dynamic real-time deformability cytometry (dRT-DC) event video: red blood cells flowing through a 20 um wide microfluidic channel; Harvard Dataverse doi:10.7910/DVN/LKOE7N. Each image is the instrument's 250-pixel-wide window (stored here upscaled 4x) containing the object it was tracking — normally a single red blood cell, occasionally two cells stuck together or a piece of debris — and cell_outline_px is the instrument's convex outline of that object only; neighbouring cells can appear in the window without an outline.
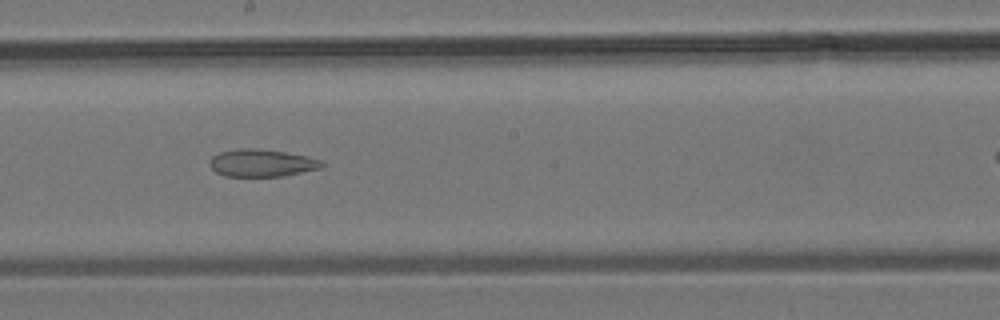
{"species": "common noctule bat (a hibernating species)", "species_latin": "Nyctalus noctula", "temperature_condition": "room temperature", "stored_images_in_passage": 23, "segment_of_instrument_passage": [1, 2], "camera_frame_rate_fps": 3000, "um_per_image_px": 0.085, "animal": {"sex": "male", "body_mass_g": 19.2, "forearm_length_mm": 51.8}, "frame": {"image": 1, "passage_image": 13, "time_ms": 4.0, "image_size_px": [1000, 320], "cell_outline_px": [[324, 164], [320, 168], [284, 176], [224, 176], [216, 172], [208, 164], [212, 156], [220, 152], [236, 148], [256, 148], [284, 152], [308, 156], [320, 160]], "centroid_in_image_um": [22.21, 13.85], "position_along_channel_um": 226.0, "area_um2": 17.92}}
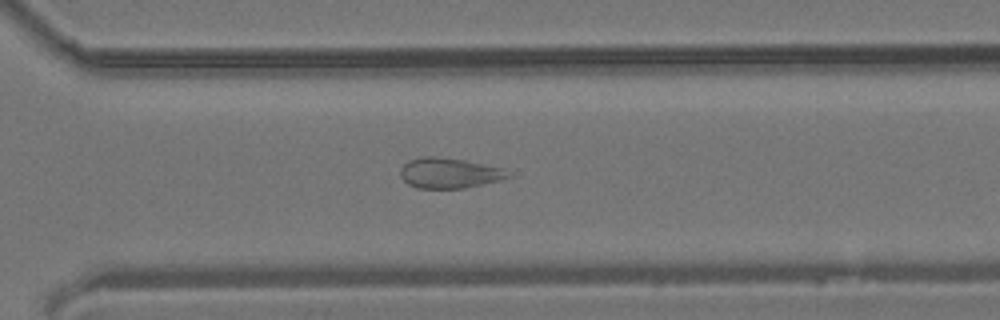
{"frame": {"image": 2, "passage_image": 19, "time_ms": 6.0, "image_size_px": [1000, 320], "cell_outline_px": [[512, 176], [500, 180], [464, 188], [416, 188], [408, 184], [400, 176], [400, 168], [408, 160], [424, 156], [436, 156], [464, 160], [504, 168], [512, 172]], "centroid_in_image_um": [38.2, 14.7], "position_along_channel_um": 332.4, "area_um2": 19.19}}
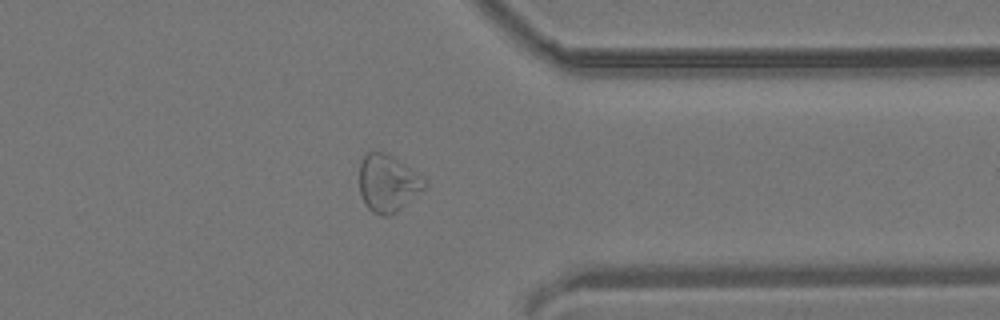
{"frame": {"image": 3, "passage_image": 22, "time_ms": 7.0, "image_size_px": [1000, 320], "cell_outline_px": [[424, 188], [396, 212], [388, 216], [384, 216], [372, 212], [364, 204], [360, 192], [360, 160], [372, 148], [384, 152], [392, 156], [404, 164], [424, 180]], "centroid_in_image_um": [32.89, 15.55], "position_along_channel_um": 378.5, "area_um2": 21.39}}